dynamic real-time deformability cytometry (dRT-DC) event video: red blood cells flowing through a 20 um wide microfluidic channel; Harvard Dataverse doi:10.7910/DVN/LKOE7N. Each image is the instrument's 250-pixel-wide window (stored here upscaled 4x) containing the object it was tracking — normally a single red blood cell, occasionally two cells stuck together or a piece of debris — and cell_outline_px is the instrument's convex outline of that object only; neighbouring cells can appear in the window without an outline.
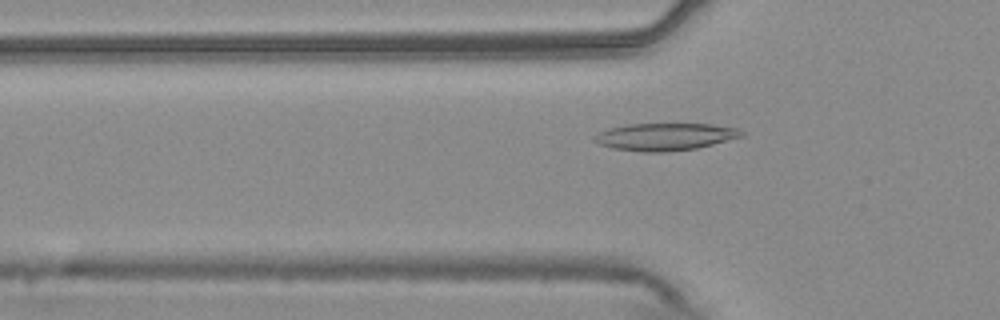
{"species": "common noctule bat (a hibernating species)", "species_latin": "Nyctalus noctula", "temperature_condition": "warm", "stored_images_in_passage": 35, "camera_frame_rate_fps": 3000, "um_per_image_px": 0.085, "animal": {"sex": "male", "body_mass_g": 20.4}, "frame": {"image": 1, "passage_image": 6, "time_ms": 1.667, "image_size_px": [1000, 320], "cell_outline_px": [[744, 136], [696, 148], [664, 152], [644, 152], [612, 148], [600, 144], [592, 140], [600, 132], [608, 128], [628, 124], [712, 124], [736, 128], [744, 132]], "centroid_in_image_um": [56.53, 11.62], "position_along_channel_um": 69.3, "area_um2": 23.24}}
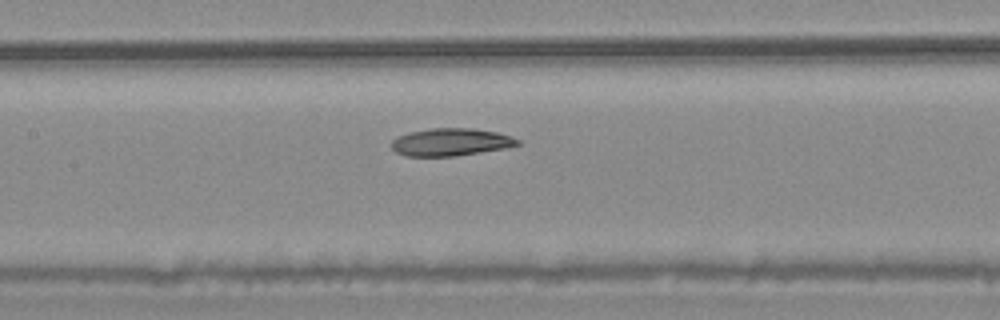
{"frame": {"image": 2, "passage_image": 14, "time_ms": 4.333, "image_size_px": [1000, 320], "cell_outline_px": [[520, 144], [504, 148], [456, 156], [408, 156], [396, 152], [392, 148], [392, 140], [408, 132], [432, 128], [472, 128], [496, 132], [520, 140]], "centroid_in_image_um": [38.3, 12.07], "position_along_channel_um": 169.1, "area_um2": 20.0}}
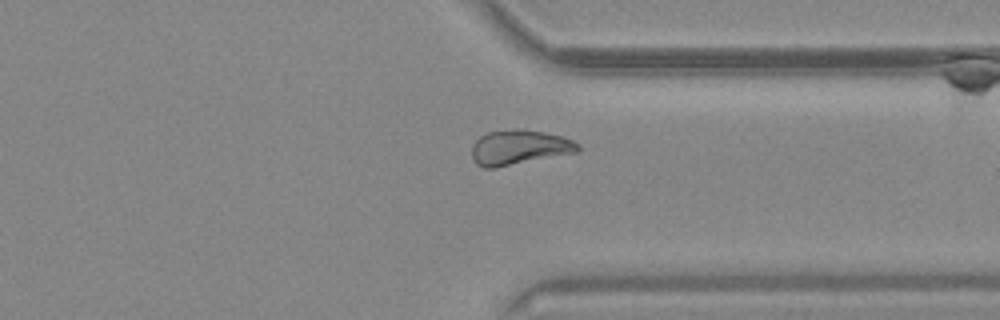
{"frame": {"image": 3, "passage_image": 30, "time_ms": 9.667, "image_size_px": [1000, 320], "cell_outline_px": [[580, 152], [496, 168], [484, 168], [476, 164], [472, 160], [472, 144], [480, 136], [488, 132], [516, 128], [544, 132], [560, 136], [572, 140], [580, 144]], "centroid_in_image_um": [44.13, 12.54], "position_along_channel_um": 367.3, "area_um2": 21.85}, "authors_computed_cell_mechanics": {"area_um2": 20.5768, "velocity_mm_per_s": 3.7231, "shape_relaxation_time_tau1_ms": null, "shape_relaxation_time_tau2_ms": 8.1889, "deformation_change_tau1": null, "deformation_change_tau2": 0.1385}}